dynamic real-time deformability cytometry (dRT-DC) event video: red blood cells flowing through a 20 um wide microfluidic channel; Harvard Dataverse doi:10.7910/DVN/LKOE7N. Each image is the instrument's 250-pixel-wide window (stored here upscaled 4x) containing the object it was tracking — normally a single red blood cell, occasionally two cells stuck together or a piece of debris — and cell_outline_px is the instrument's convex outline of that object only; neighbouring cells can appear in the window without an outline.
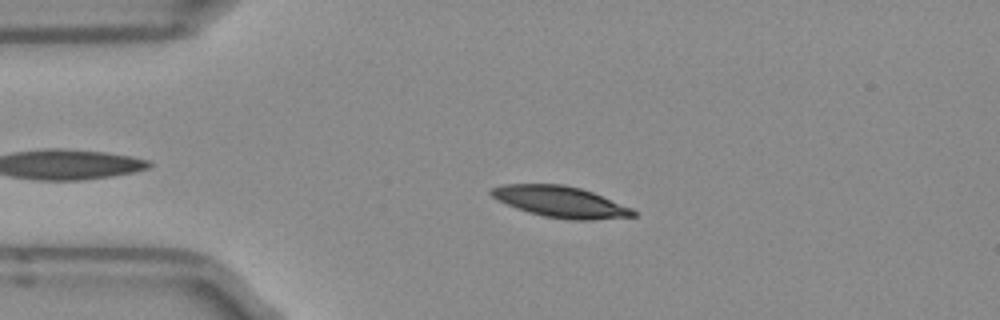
{"species": "Egyptian fruit bat (a non-hibernating species)", "species_latin": "Rousettus aegyptiacus", "temperature_condition": "room temperature", "stored_images_in_passage": 43, "camera_frame_rate_fps": 3000, "um_per_image_px": 0.085, "frame": {"image": 1, "passage_image": 10, "time_ms": 3.0, "image_size_px": [1000, 320], "cell_outline_px": [[636, 216], [592, 220], [572, 220], [544, 216], [528, 212], [516, 208], [492, 196], [488, 192], [492, 188], [500, 184], [564, 184], [580, 188], [592, 192], [632, 208], [636, 212]], "centroid_in_image_um": [47.65, 17.15], "position_along_channel_um": 37.4, "area_um2": 25.61}}
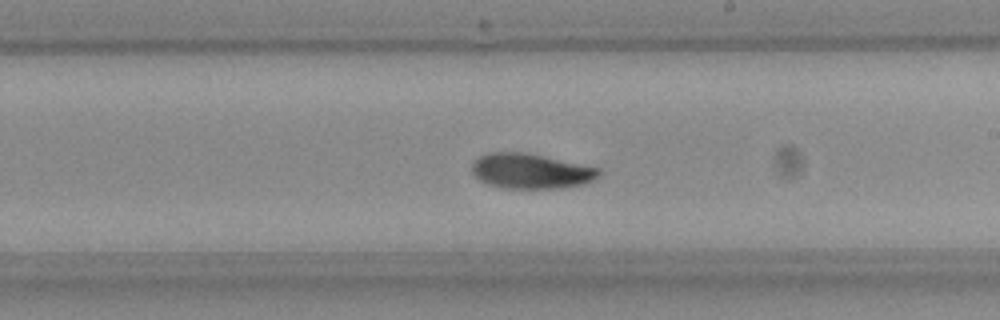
{"frame": {"image": 2, "passage_image": 28, "time_ms": 9.0, "image_size_px": [1000, 320], "cell_outline_px": [[600, 176], [588, 184], [560, 188], [504, 188], [484, 184], [472, 172], [472, 164], [480, 156], [488, 152], [524, 152], [600, 168]], "centroid_in_image_um": [45.14, 14.55], "position_along_channel_um": 243.9, "area_um2": 26.07}}
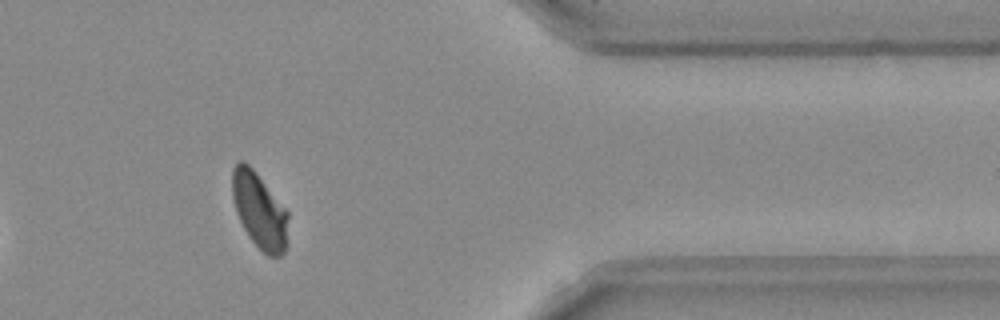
{"frame": {"image": 3, "passage_image": 41, "time_ms": 13.333, "image_size_px": [1000, 320], "cell_outline_px": [[288, 216], [284, 252], [280, 256], [268, 256], [248, 236], [236, 212], [232, 196], [232, 168], [240, 160], [244, 160], [256, 172], [288, 212]], "centroid_in_image_um": [22.02, 17.86], "position_along_channel_um": 389.4, "area_um2": 24.28}, "authors_computed_cell_mechanics": {"area_um2": 25.432, "velocity_mm_per_s": 3.9164, "shape_relaxation_time_tau1_ms": 4.6535, "shape_relaxation_time_tau2_ms": 3.7444, "deformation_change_tau1": 0.133, "deformation_change_tau2": 0.0769}}